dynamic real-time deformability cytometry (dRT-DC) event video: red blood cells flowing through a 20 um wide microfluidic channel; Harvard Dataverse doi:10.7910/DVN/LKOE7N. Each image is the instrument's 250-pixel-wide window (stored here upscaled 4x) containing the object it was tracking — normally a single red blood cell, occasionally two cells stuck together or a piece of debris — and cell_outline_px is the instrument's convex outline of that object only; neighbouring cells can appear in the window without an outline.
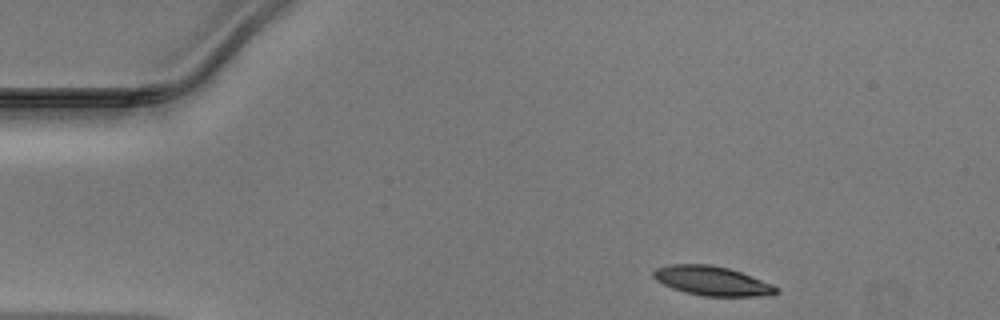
{"species": "Egyptian fruit bat (a non-hibernating species)", "species_latin": "Rousettus aegyptiacus", "temperature_condition": "warm", "stored_images_in_passage": 34, "camera_frame_rate_fps": 3000, "um_per_image_px": 0.085, "animal": {"sex": "male"}, "frame": {"image": 1, "passage_image": 1, "time_ms": 0.0, "image_size_px": [1000, 320], "cell_outline_px": [[780, 292], [772, 296], [704, 296], [684, 292], [672, 288], [656, 280], [652, 276], [652, 272], [656, 268], [672, 264], [708, 264], [728, 268], [740, 272], [772, 284], [780, 288]], "centroid_in_image_um": [60.56, 23.88], "position_along_channel_um": 24.4, "area_um2": 21.04}}
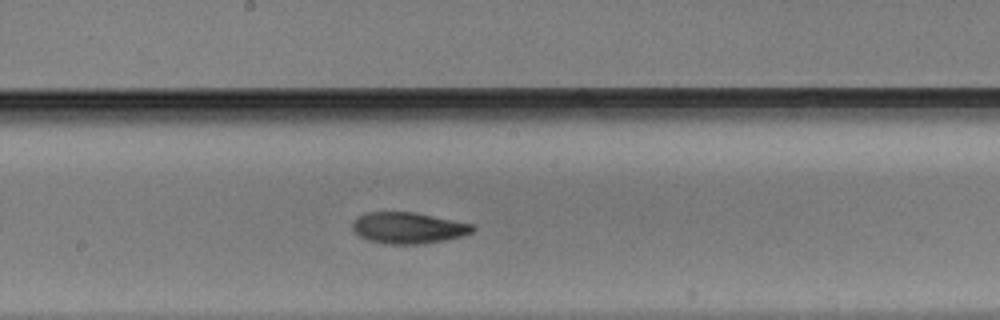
{"frame": {"image": 2, "passage_image": 20, "time_ms": 6.333, "image_size_px": [1000, 320], "cell_outline_px": [[476, 228], [472, 232], [464, 236], [444, 240], [420, 244], [388, 244], [368, 240], [360, 236], [352, 228], [352, 224], [356, 216], [364, 212], [416, 212], [476, 224]], "centroid_in_image_um": [34.74, 19.36], "position_along_channel_um": 213.5, "area_um2": 22.2}}
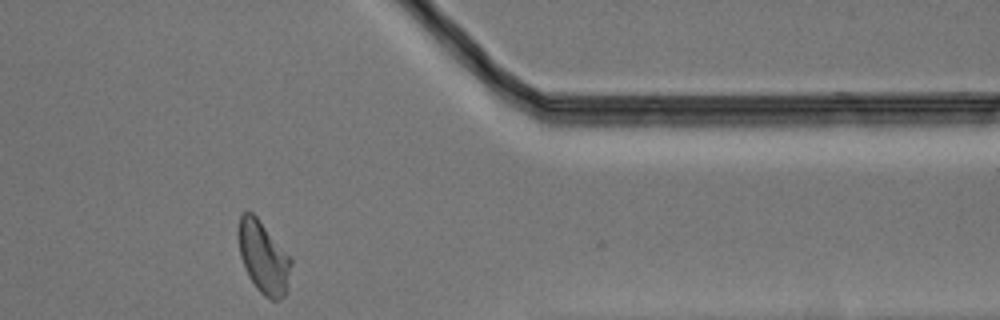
{"frame": {"image": 3, "passage_image": 34, "time_ms": 11.0, "image_size_px": [1000, 320], "cell_outline_px": [[292, 264], [288, 292], [280, 300], [272, 300], [264, 296], [256, 288], [240, 256], [236, 232], [240, 216], [244, 212], [252, 212], [256, 216], [292, 260]], "centroid_in_image_um": [22.39, 21.9], "position_along_channel_um": 389.0, "area_um2": 22.08}}